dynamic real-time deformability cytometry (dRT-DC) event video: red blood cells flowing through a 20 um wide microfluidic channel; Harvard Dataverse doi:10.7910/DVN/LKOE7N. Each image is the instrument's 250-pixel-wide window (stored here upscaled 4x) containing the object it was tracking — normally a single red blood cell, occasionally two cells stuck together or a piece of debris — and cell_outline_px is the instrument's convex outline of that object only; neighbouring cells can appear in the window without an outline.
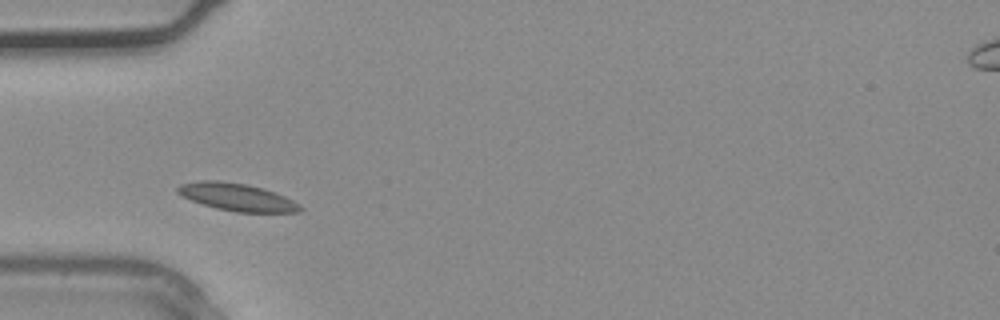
{"species": "common noctule bat (a hibernating species)", "species_latin": "Nyctalus noctula", "temperature_condition": "warm", "stored_images_in_passage": 2, "camera_frame_rate_fps": 3000, "um_per_image_px": 0.085, "animal": {"sex": "male", "body_mass_g": 20.4}, "frame": {"image": 1, "passage_image": 2, "time_ms": 0.333, "image_size_px": [1000, 320], "cell_outline_px": [[304, 208], [300, 212], [236, 212], [216, 208], [180, 196], [176, 192], [176, 188], [180, 184], [200, 180], [220, 180], [248, 184], [264, 188], [284, 196], [300, 204]], "centroid_in_image_um": [20.13, 16.74], "position_along_channel_um": 64.9, "area_um2": 19.77}}